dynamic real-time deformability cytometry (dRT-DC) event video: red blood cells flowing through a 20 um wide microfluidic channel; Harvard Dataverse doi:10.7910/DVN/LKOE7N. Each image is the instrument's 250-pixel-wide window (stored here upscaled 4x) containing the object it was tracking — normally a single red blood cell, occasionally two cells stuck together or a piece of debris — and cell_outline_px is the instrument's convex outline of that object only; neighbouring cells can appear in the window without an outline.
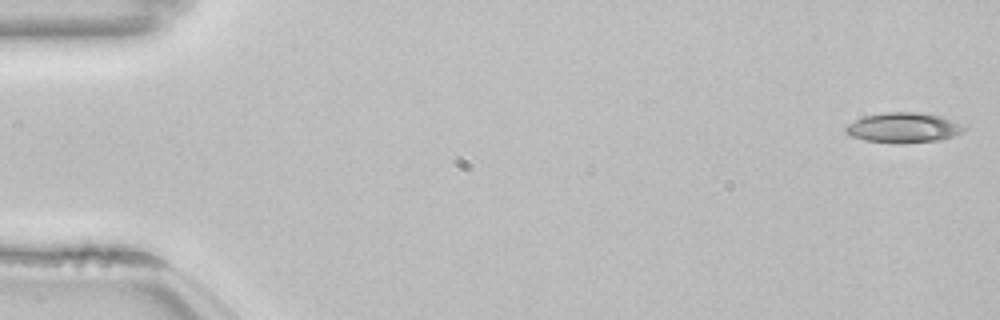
{"species": "common noctule bat (a hibernating species)", "species_latin": "Nyctalus noctula", "temperature_condition": "room temperature", "stored_images_in_passage": 53, "camera_frame_rate_fps": 3000, "um_per_image_px": 0.085, "animal": {"sex": "female", "body_mass_g": 22.7, "forearm_length_mm": 54.2}, "frame": {"image": 1, "passage_image": 1, "time_ms": 0.0, "image_size_px": [1000, 320], "cell_outline_px": [[968, 128], [964, 132], [940, 140], [904, 144], [892, 144], [864, 140], [852, 136], [844, 132], [844, 128], [848, 124], [864, 116], [884, 112], [916, 112], [940, 116]], "centroid_in_image_um": [76.77, 10.87], "position_along_channel_um": 8.2, "area_um2": 20.87}}
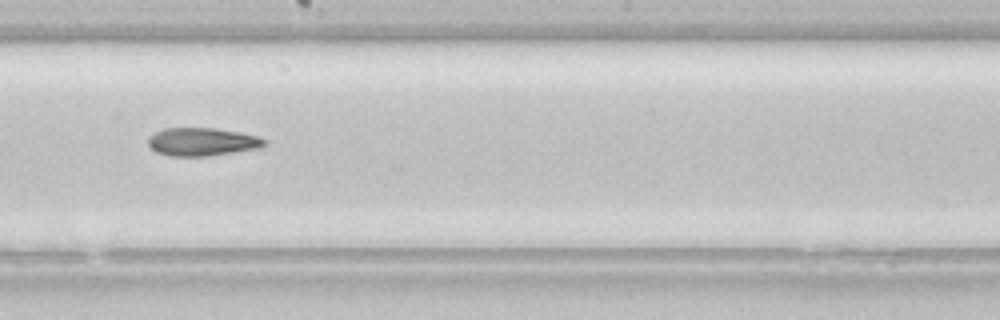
{"frame": {"image": 2, "passage_image": 30, "time_ms": 9.667, "image_size_px": [1000, 320], "cell_outline_px": [[268, 144], [260, 148], [208, 156], [168, 156], [156, 152], [148, 144], [148, 140], [156, 132], [164, 128], [216, 128], [240, 132], [256, 136], [268, 140]], "centroid_in_image_um": [17.23, 12.06], "position_along_channel_um": 231.0, "area_um2": 19.07}}
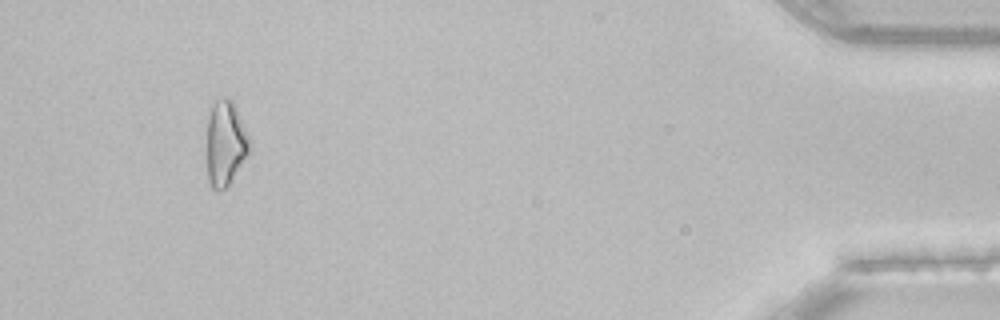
{"frame": {"image": 3, "passage_image": 50, "time_ms": 16.333, "image_size_px": [1000, 320], "cell_outline_px": [[252, 148], [228, 184], [224, 188], [212, 188], [208, 180], [204, 144], [208, 116], [216, 100], [228, 96], [232, 100], [236, 108], [248, 136]], "centroid_in_image_um": [19.11, 12.16], "position_along_channel_um": 416.1, "area_um2": 21.44}, "authors_computed_cell_mechanics": {"area_um2": 19.8832, "velocity_mm_per_s": 3.8544, "shape_relaxation_time_tau1_ms": null, "shape_relaxation_time_tau2_ms": 5.922, "deformation_change_tau1": null, "deformation_change_tau2": 0.1858}}